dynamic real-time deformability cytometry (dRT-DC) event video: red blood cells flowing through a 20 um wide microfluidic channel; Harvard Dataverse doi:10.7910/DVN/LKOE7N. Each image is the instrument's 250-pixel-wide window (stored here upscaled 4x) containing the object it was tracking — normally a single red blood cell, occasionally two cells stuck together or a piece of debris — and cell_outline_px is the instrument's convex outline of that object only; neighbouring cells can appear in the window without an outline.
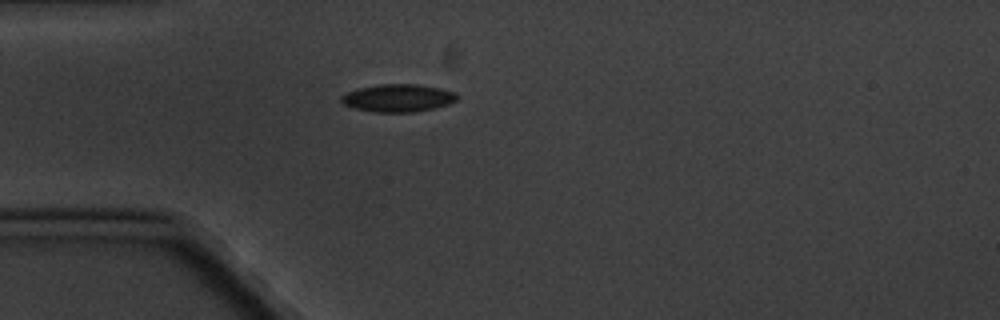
{"species": "common noctule bat (a hibernating species)", "species_latin": "Nyctalus noctula", "temperature_condition": "cold", "stored_images_in_passage": 2, "camera_frame_rate_fps": 3000, "um_per_image_px": 0.085, "animal": {"sex": "male", "body_mass_g": 20.1, "forearm_length_mm": 53.5}, "frame": {"image": 1, "passage_image": 1, "time_ms": 0.0, "image_size_px": [1000, 320], "cell_outline_px": [[456, 100], [448, 104], [432, 108], [412, 112], [372, 112], [356, 108], [344, 104], [340, 100], [340, 96], [348, 92], [360, 88], [376, 84], [416, 84], [440, 88], [456, 92]], "centroid_in_image_um": [33.81, 8.32], "position_along_channel_um": 51.2, "area_um2": 18.5}}